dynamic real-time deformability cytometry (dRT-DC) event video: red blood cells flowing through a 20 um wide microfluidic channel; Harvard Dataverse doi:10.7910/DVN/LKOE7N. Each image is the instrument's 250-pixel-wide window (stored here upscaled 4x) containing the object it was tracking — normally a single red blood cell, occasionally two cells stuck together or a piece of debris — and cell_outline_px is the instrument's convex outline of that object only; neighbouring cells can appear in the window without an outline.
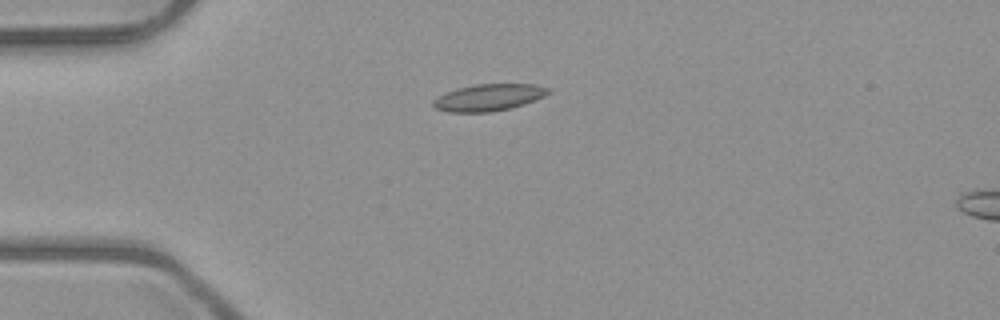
{"species": "common noctule bat (a hibernating species)", "species_latin": "Nyctalus noctula", "temperature_condition": "room temperature", "stored_images_in_passage": 3, "camera_frame_rate_fps": 3000, "um_per_image_px": 0.085, "animal": {"sex": "male", "body_mass_g": 23.1, "forearm_length_mm": 52.7}, "frame": {"image": 1, "passage_image": 1, "time_ms": 0.0, "image_size_px": [1000, 320], "cell_outline_px": [[552, 92], [544, 96], [512, 108], [488, 112], [448, 112], [436, 108], [432, 104], [432, 100], [456, 88], [476, 84], [532, 84], [548, 88]], "centroid_in_image_um": [41.53, 8.28], "position_along_channel_um": 43.5, "area_um2": 17.8}}
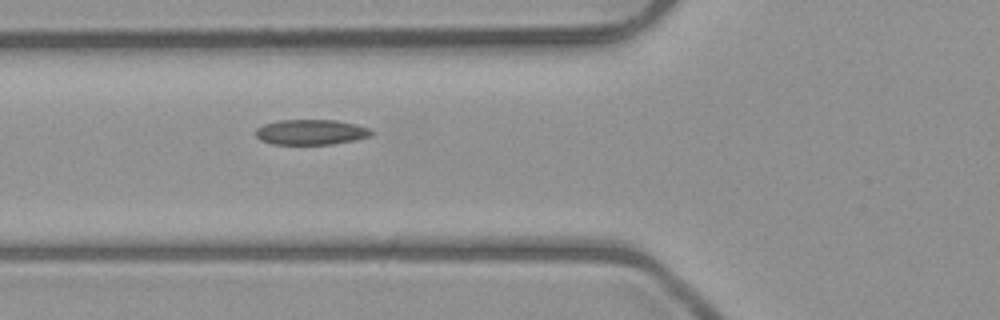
{"frame": {"image": 2, "passage_image": 3, "time_ms": 2.0, "image_size_px": [1000, 320], "cell_outline_px": [[376, 132], [372, 136], [356, 140], [332, 144], [272, 144], [260, 140], [256, 136], [256, 128], [264, 124], [280, 120], [336, 120], [372, 128]], "centroid_in_image_um": [26.49, 11.23], "position_along_channel_um": 99.3, "area_um2": 17.22}}